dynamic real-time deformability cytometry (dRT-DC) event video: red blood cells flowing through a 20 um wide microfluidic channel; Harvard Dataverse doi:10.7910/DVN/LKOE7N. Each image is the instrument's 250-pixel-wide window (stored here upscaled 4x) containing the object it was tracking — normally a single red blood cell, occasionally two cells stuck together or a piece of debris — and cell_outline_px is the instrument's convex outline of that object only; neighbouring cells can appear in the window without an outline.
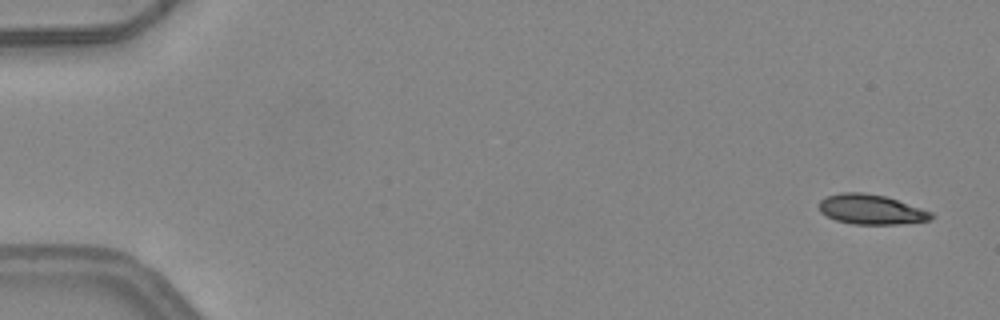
{"species": "common noctule bat (a hibernating species)", "species_latin": "Nyctalus noctula", "temperature_condition": "warm", "stored_images_in_passage": 5, "camera_frame_rate_fps": 3000, "um_per_image_px": 0.085, "animal": {"sex": "female", "body_mass_g": 24.6, "forearm_length_mm": 56.2}, "frame": {"image": 1, "passage_image": 1, "time_ms": 0.0, "image_size_px": [1000, 320], "cell_outline_px": [[936, 216], [932, 220], [900, 224], [852, 224], [836, 220], [820, 212], [820, 200], [824, 196], [840, 192], [864, 192], [884, 196], [932, 212]], "centroid_in_image_um": [74.04, 17.8], "position_along_channel_um": 11.0, "area_um2": 19.54}}
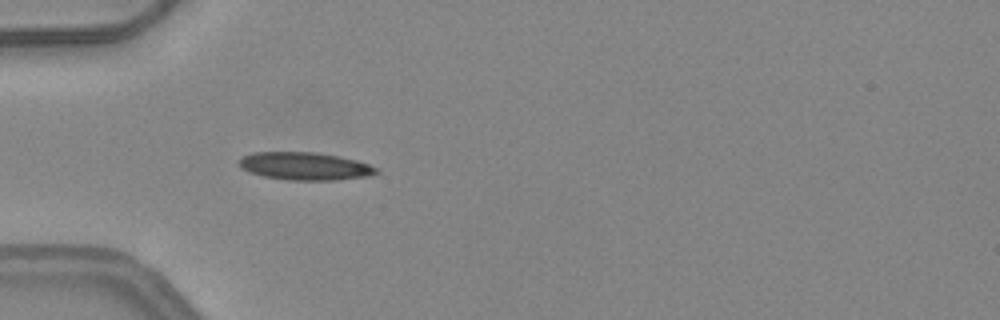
{"frame": {"image": 2, "passage_image": 5, "time_ms": 1.333, "image_size_px": [1000, 320], "cell_outline_px": [[380, 172], [368, 176], [336, 180], [288, 180], [264, 176], [248, 172], [240, 168], [240, 160], [244, 156], [252, 152], [316, 152], [340, 156], [356, 160], [380, 168]], "centroid_in_image_um": [25.95, 14.12], "position_along_channel_um": 59.0, "area_um2": 22.31}}